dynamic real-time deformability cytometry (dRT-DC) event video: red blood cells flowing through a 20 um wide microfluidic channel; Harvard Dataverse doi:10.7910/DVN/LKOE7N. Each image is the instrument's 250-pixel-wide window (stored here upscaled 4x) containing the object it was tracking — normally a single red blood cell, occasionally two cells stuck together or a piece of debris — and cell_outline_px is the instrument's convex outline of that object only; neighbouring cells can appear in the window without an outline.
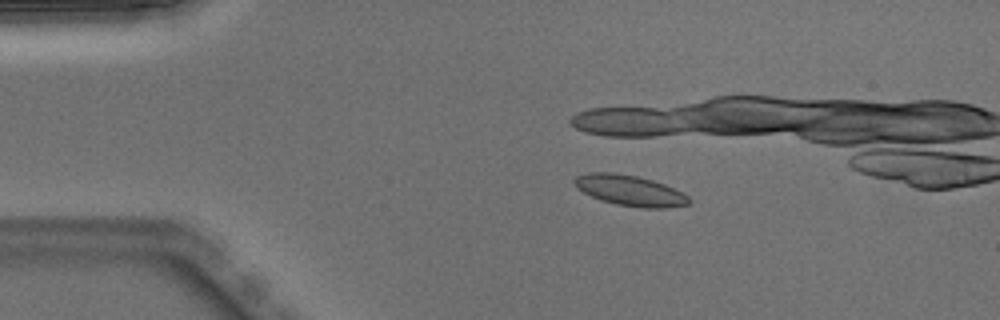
{"species": "Egyptian fruit bat (a non-hibernating species)", "species_latin": "Rousettus aegyptiacus", "temperature_condition": "warm", "stored_images_in_passage": 31, "camera_frame_rate_fps": 3000, "um_per_image_px": 0.085, "animal": {"sex": "male"}, "frame": {"image": 1, "passage_image": 1, "time_ms": 0.0, "image_size_px": [1000, 320], "cell_outline_px": [[692, 200], [688, 204], [664, 208], [640, 208], [616, 204], [600, 200], [576, 188], [572, 180], [576, 176], [588, 172], [612, 172], [636, 176], [652, 180], [664, 184], [684, 192]], "centroid_in_image_um": [53.54, 16.19], "position_along_channel_um": 31.5, "area_um2": 20.58}}